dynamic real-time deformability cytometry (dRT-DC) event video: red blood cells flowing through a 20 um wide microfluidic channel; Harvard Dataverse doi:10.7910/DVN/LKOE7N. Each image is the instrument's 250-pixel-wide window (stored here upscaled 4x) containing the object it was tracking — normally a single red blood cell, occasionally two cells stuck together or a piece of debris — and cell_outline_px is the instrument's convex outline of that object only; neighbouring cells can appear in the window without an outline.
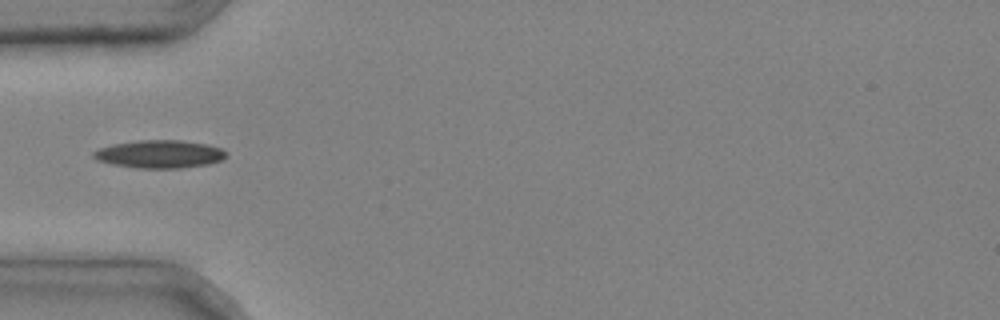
{"species": "common noctule bat (a hibernating species)", "species_latin": "Nyctalus noctula", "temperature_condition": "cold", "stored_images_in_passage": 1, "camera_frame_rate_fps": 3000, "um_per_image_px": 0.085, "animal": {"sex": "male", "body_mass_g": 20.4}, "frame": {"image": 1, "passage_image": 1, "time_ms": 0.0, "image_size_px": [1000, 320], "cell_outline_px": [[228, 156], [220, 160], [208, 164], [180, 168], [136, 168], [112, 164], [96, 160], [92, 156], [92, 152], [100, 148], [112, 144], [136, 140], [180, 140], [208, 144], [220, 148], [228, 152]], "centroid_in_image_um": [13.56, 13.09], "position_along_channel_um": 71.4, "area_um2": 21.73}}